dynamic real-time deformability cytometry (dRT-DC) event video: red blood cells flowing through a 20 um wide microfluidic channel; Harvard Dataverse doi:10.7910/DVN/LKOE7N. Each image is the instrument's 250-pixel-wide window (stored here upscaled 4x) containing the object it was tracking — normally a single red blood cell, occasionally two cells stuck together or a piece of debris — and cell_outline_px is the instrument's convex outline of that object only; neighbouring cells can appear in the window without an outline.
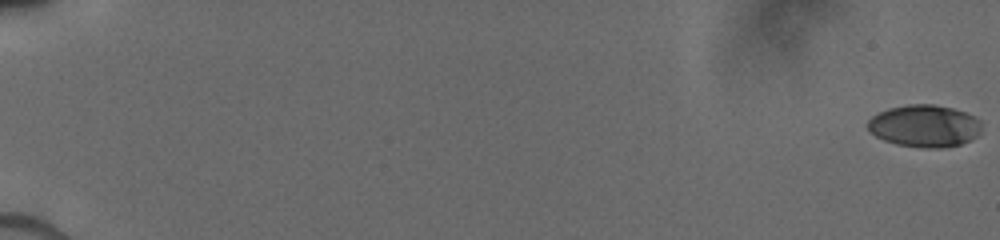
{"species": "human", "species_latin": "Homo sapiens", "temperature_condition": "cold", "stored_images_in_passage": 43, "camera_frame_rate_fps": 3000, "um_per_image_px": 0.085, "donor": {"sex": "male"}, "frame": {"image": 1, "passage_image": 1, "time_ms": 0.0, "image_size_px": [1000, 240], "cell_outline_px": [[980, 132], [972, 140], [960, 144], [944, 148], [924, 148], [896, 144], [884, 140], [876, 136], [868, 128], [868, 120], [872, 116], [888, 108], [908, 104], [932, 104], [952, 108], [976, 116], [980, 120]], "centroid_in_image_um": [78.6, 10.71], "position_along_channel_um": 6.4, "area_um2": 28.03}}
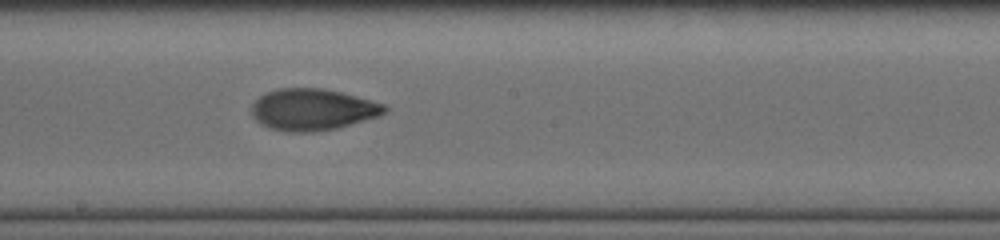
{"frame": {"image": 2, "passage_image": 24, "time_ms": 10.667, "image_size_px": [1000, 240], "cell_outline_px": [[388, 108], [380, 116], [336, 128], [312, 132], [288, 132], [268, 128], [260, 124], [252, 116], [252, 104], [260, 96], [268, 92], [280, 88], [324, 88], [372, 100], [384, 104]], "centroid_in_image_um": [26.56, 9.32], "position_along_channel_um": 221.6, "area_um2": 32.19}}
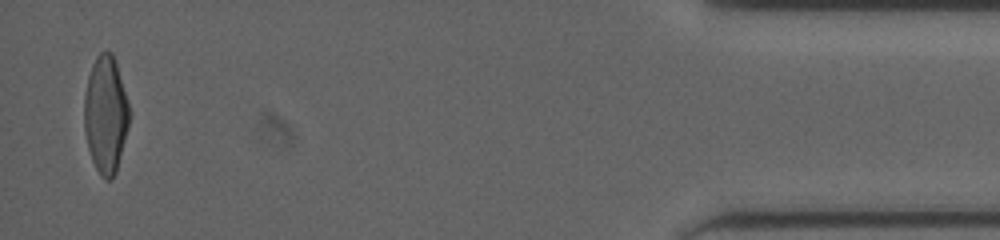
{"frame": {"image": 3, "passage_image": 42, "time_ms": 17.333, "image_size_px": [1000, 240], "cell_outline_px": [[128, 124], [116, 172], [112, 180], [104, 180], [100, 176], [92, 160], [88, 148], [84, 132], [84, 96], [88, 76], [92, 64], [96, 56], [100, 52], [112, 52], [116, 60], [128, 104]], "centroid_in_image_um": [8.95, 9.74], "position_along_channel_um": 426.2, "area_um2": 30.63}}